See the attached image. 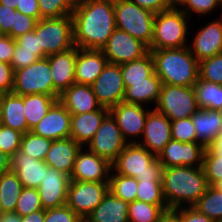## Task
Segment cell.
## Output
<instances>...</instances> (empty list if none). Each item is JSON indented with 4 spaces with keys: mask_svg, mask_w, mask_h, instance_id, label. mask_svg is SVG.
Returning a JSON list of instances; mask_svg holds the SVG:
<instances>
[{
    "mask_svg": "<svg viewBox=\"0 0 222 222\" xmlns=\"http://www.w3.org/2000/svg\"><path fill=\"white\" fill-rule=\"evenodd\" d=\"M114 172V173H113ZM109 192L125 202L136 200L138 181L134 177L117 174L113 169L109 178Z\"/></svg>",
    "mask_w": 222,
    "mask_h": 222,
    "instance_id": "obj_36",
    "label": "cell"
},
{
    "mask_svg": "<svg viewBox=\"0 0 222 222\" xmlns=\"http://www.w3.org/2000/svg\"><path fill=\"white\" fill-rule=\"evenodd\" d=\"M71 3L73 4V6H77L79 4L85 3V2H89L90 0H70Z\"/></svg>",
    "mask_w": 222,
    "mask_h": 222,
    "instance_id": "obj_64",
    "label": "cell"
},
{
    "mask_svg": "<svg viewBox=\"0 0 222 222\" xmlns=\"http://www.w3.org/2000/svg\"><path fill=\"white\" fill-rule=\"evenodd\" d=\"M44 222H84V220L67 205H63L46 209Z\"/></svg>",
    "mask_w": 222,
    "mask_h": 222,
    "instance_id": "obj_47",
    "label": "cell"
},
{
    "mask_svg": "<svg viewBox=\"0 0 222 222\" xmlns=\"http://www.w3.org/2000/svg\"><path fill=\"white\" fill-rule=\"evenodd\" d=\"M70 176L48 167L38 186L41 205L44 210L66 205Z\"/></svg>",
    "mask_w": 222,
    "mask_h": 222,
    "instance_id": "obj_17",
    "label": "cell"
},
{
    "mask_svg": "<svg viewBox=\"0 0 222 222\" xmlns=\"http://www.w3.org/2000/svg\"><path fill=\"white\" fill-rule=\"evenodd\" d=\"M219 111L220 118L222 119V108Z\"/></svg>",
    "mask_w": 222,
    "mask_h": 222,
    "instance_id": "obj_67",
    "label": "cell"
},
{
    "mask_svg": "<svg viewBox=\"0 0 222 222\" xmlns=\"http://www.w3.org/2000/svg\"><path fill=\"white\" fill-rule=\"evenodd\" d=\"M149 51L162 84L193 87L199 79V61L188 46Z\"/></svg>",
    "mask_w": 222,
    "mask_h": 222,
    "instance_id": "obj_3",
    "label": "cell"
},
{
    "mask_svg": "<svg viewBox=\"0 0 222 222\" xmlns=\"http://www.w3.org/2000/svg\"><path fill=\"white\" fill-rule=\"evenodd\" d=\"M155 109L170 120L191 117L198 110L193 87L162 84Z\"/></svg>",
    "mask_w": 222,
    "mask_h": 222,
    "instance_id": "obj_9",
    "label": "cell"
},
{
    "mask_svg": "<svg viewBox=\"0 0 222 222\" xmlns=\"http://www.w3.org/2000/svg\"><path fill=\"white\" fill-rule=\"evenodd\" d=\"M11 170V157L0 150V175Z\"/></svg>",
    "mask_w": 222,
    "mask_h": 222,
    "instance_id": "obj_59",
    "label": "cell"
},
{
    "mask_svg": "<svg viewBox=\"0 0 222 222\" xmlns=\"http://www.w3.org/2000/svg\"><path fill=\"white\" fill-rule=\"evenodd\" d=\"M158 222H181L180 215L174 209H167L161 214Z\"/></svg>",
    "mask_w": 222,
    "mask_h": 222,
    "instance_id": "obj_57",
    "label": "cell"
},
{
    "mask_svg": "<svg viewBox=\"0 0 222 222\" xmlns=\"http://www.w3.org/2000/svg\"><path fill=\"white\" fill-rule=\"evenodd\" d=\"M19 46V51L34 52L40 59L47 57L39 47L38 36L35 34V29L15 39Z\"/></svg>",
    "mask_w": 222,
    "mask_h": 222,
    "instance_id": "obj_49",
    "label": "cell"
},
{
    "mask_svg": "<svg viewBox=\"0 0 222 222\" xmlns=\"http://www.w3.org/2000/svg\"><path fill=\"white\" fill-rule=\"evenodd\" d=\"M112 169L120 175L139 180H161L163 167L157 156L138 143L127 144L116 160Z\"/></svg>",
    "mask_w": 222,
    "mask_h": 222,
    "instance_id": "obj_5",
    "label": "cell"
},
{
    "mask_svg": "<svg viewBox=\"0 0 222 222\" xmlns=\"http://www.w3.org/2000/svg\"><path fill=\"white\" fill-rule=\"evenodd\" d=\"M91 88L102 107L110 109L123 102L125 87L120 65L108 62Z\"/></svg>",
    "mask_w": 222,
    "mask_h": 222,
    "instance_id": "obj_13",
    "label": "cell"
},
{
    "mask_svg": "<svg viewBox=\"0 0 222 222\" xmlns=\"http://www.w3.org/2000/svg\"><path fill=\"white\" fill-rule=\"evenodd\" d=\"M121 73L125 89L129 82L147 81L154 70V60L150 51L143 57L121 64Z\"/></svg>",
    "mask_w": 222,
    "mask_h": 222,
    "instance_id": "obj_33",
    "label": "cell"
},
{
    "mask_svg": "<svg viewBox=\"0 0 222 222\" xmlns=\"http://www.w3.org/2000/svg\"><path fill=\"white\" fill-rule=\"evenodd\" d=\"M180 215L181 222H214L193 206H185L174 209Z\"/></svg>",
    "mask_w": 222,
    "mask_h": 222,
    "instance_id": "obj_52",
    "label": "cell"
},
{
    "mask_svg": "<svg viewBox=\"0 0 222 222\" xmlns=\"http://www.w3.org/2000/svg\"><path fill=\"white\" fill-rule=\"evenodd\" d=\"M136 200L153 205H167L162 192L161 180H139Z\"/></svg>",
    "mask_w": 222,
    "mask_h": 222,
    "instance_id": "obj_39",
    "label": "cell"
},
{
    "mask_svg": "<svg viewBox=\"0 0 222 222\" xmlns=\"http://www.w3.org/2000/svg\"><path fill=\"white\" fill-rule=\"evenodd\" d=\"M193 207L214 222H222V191L209 185L205 194Z\"/></svg>",
    "mask_w": 222,
    "mask_h": 222,
    "instance_id": "obj_35",
    "label": "cell"
},
{
    "mask_svg": "<svg viewBox=\"0 0 222 222\" xmlns=\"http://www.w3.org/2000/svg\"><path fill=\"white\" fill-rule=\"evenodd\" d=\"M191 119L196 131V142L205 147H208L222 130V119L218 110L198 108Z\"/></svg>",
    "mask_w": 222,
    "mask_h": 222,
    "instance_id": "obj_27",
    "label": "cell"
},
{
    "mask_svg": "<svg viewBox=\"0 0 222 222\" xmlns=\"http://www.w3.org/2000/svg\"><path fill=\"white\" fill-rule=\"evenodd\" d=\"M208 147L217 155H222V130Z\"/></svg>",
    "mask_w": 222,
    "mask_h": 222,
    "instance_id": "obj_61",
    "label": "cell"
},
{
    "mask_svg": "<svg viewBox=\"0 0 222 222\" xmlns=\"http://www.w3.org/2000/svg\"><path fill=\"white\" fill-rule=\"evenodd\" d=\"M108 114L109 109L101 107L92 112L71 115L70 138L85 147L93 139L97 129Z\"/></svg>",
    "mask_w": 222,
    "mask_h": 222,
    "instance_id": "obj_26",
    "label": "cell"
},
{
    "mask_svg": "<svg viewBox=\"0 0 222 222\" xmlns=\"http://www.w3.org/2000/svg\"><path fill=\"white\" fill-rule=\"evenodd\" d=\"M162 192L169 209L193 206L209 184L202 166H173L162 170Z\"/></svg>",
    "mask_w": 222,
    "mask_h": 222,
    "instance_id": "obj_2",
    "label": "cell"
},
{
    "mask_svg": "<svg viewBox=\"0 0 222 222\" xmlns=\"http://www.w3.org/2000/svg\"><path fill=\"white\" fill-rule=\"evenodd\" d=\"M77 51L78 47L74 46L64 52L47 56L52 73L53 89L58 95L75 83Z\"/></svg>",
    "mask_w": 222,
    "mask_h": 222,
    "instance_id": "obj_21",
    "label": "cell"
},
{
    "mask_svg": "<svg viewBox=\"0 0 222 222\" xmlns=\"http://www.w3.org/2000/svg\"><path fill=\"white\" fill-rule=\"evenodd\" d=\"M221 6L220 0H179L176 6L187 16L192 17V12L200 16L210 15L211 12Z\"/></svg>",
    "mask_w": 222,
    "mask_h": 222,
    "instance_id": "obj_44",
    "label": "cell"
},
{
    "mask_svg": "<svg viewBox=\"0 0 222 222\" xmlns=\"http://www.w3.org/2000/svg\"><path fill=\"white\" fill-rule=\"evenodd\" d=\"M52 141L28 131L22 135L20 150L34 159L44 161Z\"/></svg>",
    "mask_w": 222,
    "mask_h": 222,
    "instance_id": "obj_38",
    "label": "cell"
},
{
    "mask_svg": "<svg viewBox=\"0 0 222 222\" xmlns=\"http://www.w3.org/2000/svg\"><path fill=\"white\" fill-rule=\"evenodd\" d=\"M81 147L72 138L54 140L45 156L44 162L49 167L70 176L74 168L77 153Z\"/></svg>",
    "mask_w": 222,
    "mask_h": 222,
    "instance_id": "obj_25",
    "label": "cell"
},
{
    "mask_svg": "<svg viewBox=\"0 0 222 222\" xmlns=\"http://www.w3.org/2000/svg\"><path fill=\"white\" fill-rule=\"evenodd\" d=\"M18 3H19V0H0V4L9 6L14 9H16V6Z\"/></svg>",
    "mask_w": 222,
    "mask_h": 222,
    "instance_id": "obj_62",
    "label": "cell"
},
{
    "mask_svg": "<svg viewBox=\"0 0 222 222\" xmlns=\"http://www.w3.org/2000/svg\"><path fill=\"white\" fill-rule=\"evenodd\" d=\"M70 123V112L57 100L31 131L53 141L67 139L71 133Z\"/></svg>",
    "mask_w": 222,
    "mask_h": 222,
    "instance_id": "obj_18",
    "label": "cell"
},
{
    "mask_svg": "<svg viewBox=\"0 0 222 222\" xmlns=\"http://www.w3.org/2000/svg\"><path fill=\"white\" fill-rule=\"evenodd\" d=\"M128 204L108 192L84 222H128Z\"/></svg>",
    "mask_w": 222,
    "mask_h": 222,
    "instance_id": "obj_29",
    "label": "cell"
},
{
    "mask_svg": "<svg viewBox=\"0 0 222 222\" xmlns=\"http://www.w3.org/2000/svg\"><path fill=\"white\" fill-rule=\"evenodd\" d=\"M0 123L22 134L31 131L24 116V96L14 94L13 92L6 93L3 100Z\"/></svg>",
    "mask_w": 222,
    "mask_h": 222,
    "instance_id": "obj_30",
    "label": "cell"
},
{
    "mask_svg": "<svg viewBox=\"0 0 222 222\" xmlns=\"http://www.w3.org/2000/svg\"><path fill=\"white\" fill-rule=\"evenodd\" d=\"M193 89L198 108L220 110L222 108V85L198 79Z\"/></svg>",
    "mask_w": 222,
    "mask_h": 222,
    "instance_id": "obj_34",
    "label": "cell"
},
{
    "mask_svg": "<svg viewBox=\"0 0 222 222\" xmlns=\"http://www.w3.org/2000/svg\"><path fill=\"white\" fill-rule=\"evenodd\" d=\"M40 59L34 52L19 51V46L15 45L14 54L10 65L13 71L25 68Z\"/></svg>",
    "mask_w": 222,
    "mask_h": 222,
    "instance_id": "obj_50",
    "label": "cell"
},
{
    "mask_svg": "<svg viewBox=\"0 0 222 222\" xmlns=\"http://www.w3.org/2000/svg\"><path fill=\"white\" fill-rule=\"evenodd\" d=\"M3 213L2 209H1V206H0V215Z\"/></svg>",
    "mask_w": 222,
    "mask_h": 222,
    "instance_id": "obj_68",
    "label": "cell"
},
{
    "mask_svg": "<svg viewBox=\"0 0 222 222\" xmlns=\"http://www.w3.org/2000/svg\"><path fill=\"white\" fill-rule=\"evenodd\" d=\"M22 189V183L14 171L9 170L0 175V206L3 213L15 212Z\"/></svg>",
    "mask_w": 222,
    "mask_h": 222,
    "instance_id": "obj_31",
    "label": "cell"
},
{
    "mask_svg": "<svg viewBox=\"0 0 222 222\" xmlns=\"http://www.w3.org/2000/svg\"><path fill=\"white\" fill-rule=\"evenodd\" d=\"M109 192L108 182L71 180L66 205L85 220Z\"/></svg>",
    "mask_w": 222,
    "mask_h": 222,
    "instance_id": "obj_10",
    "label": "cell"
},
{
    "mask_svg": "<svg viewBox=\"0 0 222 222\" xmlns=\"http://www.w3.org/2000/svg\"><path fill=\"white\" fill-rule=\"evenodd\" d=\"M11 92L20 96L44 94L59 97L53 89V79L48 58L38 59L33 64L14 71Z\"/></svg>",
    "mask_w": 222,
    "mask_h": 222,
    "instance_id": "obj_8",
    "label": "cell"
},
{
    "mask_svg": "<svg viewBox=\"0 0 222 222\" xmlns=\"http://www.w3.org/2000/svg\"><path fill=\"white\" fill-rule=\"evenodd\" d=\"M216 188H218L220 191H222V180H220L216 185Z\"/></svg>",
    "mask_w": 222,
    "mask_h": 222,
    "instance_id": "obj_65",
    "label": "cell"
},
{
    "mask_svg": "<svg viewBox=\"0 0 222 222\" xmlns=\"http://www.w3.org/2000/svg\"><path fill=\"white\" fill-rule=\"evenodd\" d=\"M83 148L81 147L77 153L70 179L83 182H109L112 164L88 148L87 150Z\"/></svg>",
    "mask_w": 222,
    "mask_h": 222,
    "instance_id": "obj_16",
    "label": "cell"
},
{
    "mask_svg": "<svg viewBox=\"0 0 222 222\" xmlns=\"http://www.w3.org/2000/svg\"><path fill=\"white\" fill-rule=\"evenodd\" d=\"M48 167L44 161L34 159L20 149L11 157V170L17 174L22 186L26 188L37 189Z\"/></svg>",
    "mask_w": 222,
    "mask_h": 222,
    "instance_id": "obj_24",
    "label": "cell"
},
{
    "mask_svg": "<svg viewBox=\"0 0 222 222\" xmlns=\"http://www.w3.org/2000/svg\"><path fill=\"white\" fill-rule=\"evenodd\" d=\"M162 82L155 74V71L147 77V81L129 82V86L125 89L123 102L146 105L154 103L157 105Z\"/></svg>",
    "mask_w": 222,
    "mask_h": 222,
    "instance_id": "obj_28",
    "label": "cell"
},
{
    "mask_svg": "<svg viewBox=\"0 0 222 222\" xmlns=\"http://www.w3.org/2000/svg\"><path fill=\"white\" fill-rule=\"evenodd\" d=\"M116 28L126 31L148 47L153 39L155 13L129 0H114Z\"/></svg>",
    "mask_w": 222,
    "mask_h": 222,
    "instance_id": "obj_6",
    "label": "cell"
},
{
    "mask_svg": "<svg viewBox=\"0 0 222 222\" xmlns=\"http://www.w3.org/2000/svg\"><path fill=\"white\" fill-rule=\"evenodd\" d=\"M152 12L159 13L171 8L174 4L170 0H129Z\"/></svg>",
    "mask_w": 222,
    "mask_h": 222,
    "instance_id": "obj_55",
    "label": "cell"
},
{
    "mask_svg": "<svg viewBox=\"0 0 222 222\" xmlns=\"http://www.w3.org/2000/svg\"><path fill=\"white\" fill-rule=\"evenodd\" d=\"M127 144L116 120L109 113L86 147L112 164Z\"/></svg>",
    "mask_w": 222,
    "mask_h": 222,
    "instance_id": "obj_11",
    "label": "cell"
},
{
    "mask_svg": "<svg viewBox=\"0 0 222 222\" xmlns=\"http://www.w3.org/2000/svg\"><path fill=\"white\" fill-rule=\"evenodd\" d=\"M102 50L78 48L75 66V83L92 85L107 65Z\"/></svg>",
    "mask_w": 222,
    "mask_h": 222,
    "instance_id": "obj_22",
    "label": "cell"
},
{
    "mask_svg": "<svg viewBox=\"0 0 222 222\" xmlns=\"http://www.w3.org/2000/svg\"><path fill=\"white\" fill-rule=\"evenodd\" d=\"M145 108L143 105L120 102L109 109L128 144L138 143L139 137L143 136L147 115L151 110Z\"/></svg>",
    "mask_w": 222,
    "mask_h": 222,
    "instance_id": "obj_14",
    "label": "cell"
},
{
    "mask_svg": "<svg viewBox=\"0 0 222 222\" xmlns=\"http://www.w3.org/2000/svg\"><path fill=\"white\" fill-rule=\"evenodd\" d=\"M174 5L178 3L179 0H170Z\"/></svg>",
    "mask_w": 222,
    "mask_h": 222,
    "instance_id": "obj_66",
    "label": "cell"
},
{
    "mask_svg": "<svg viewBox=\"0 0 222 222\" xmlns=\"http://www.w3.org/2000/svg\"><path fill=\"white\" fill-rule=\"evenodd\" d=\"M40 19L71 15L74 6L70 0H38Z\"/></svg>",
    "mask_w": 222,
    "mask_h": 222,
    "instance_id": "obj_41",
    "label": "cell"
},
{
    "mask_svg": "<svg viewBox=\"0 0 222 222\" xmlns=\"http://www.w3.org/2000/svg\"><path fill=\"white\" fill-rule=\"evenodd\" d=\"M16 40L9 35L0 36V61L10 64L14 50H15Z\"/></svg>",
    "mask_w": 222,
    "mask_h": 222,
    "instance_id": "obj_53",
    "label": "cell"
},
{
    "mask_svg": "<svg viewBox=\"0 0 222 222\" xmlns=\"http://www.w3.org/2000/svg\"><path fill=\"white\" fill-rule=\"evenodd\" d=\"M0 222H22V218L16 212H4L0 215Z\"/></svg>",
    "mask_w": 222,
    "mask_h": 222,
    "instance_id": "obj_60",
    "label": "cell"
},
{
    "mask_svg": "<svg viewBox=\"0 0 222 222\" xmlns=\"http://www.w3.org/2000/svg\"><path fill=\"white\" fill-rule=\"evenodd\" d=\"M101 50L109 63L121 65L145 56L149 47L126 31L116 28Z\"/></svg>",
    "mask_w": 222,
    "mask_h": 222,
    "instance_id": "obj_12",
    "label": "cell"
},
{
    "mask_svg": "<svg viewBox=\"0 0 222 222\" xmlns=\"http://www.w3.org/2000/svg\"><path fill=\"white\" fill-rule=\"evenodd\" d=\"M199 78L222 85V53L199 62Z\"/></svg>",
    "mask_w": 222,
    "mask_h": 222,
    "instance_id": "obj_40",
    "label": "cell"
},
{
    "mask_svg": "<svg viewBox=\"0 0 222 222\" xmlns=\"http://www.w3.org/2000/svg\"><path fill=\"white\" fill-rule=\"evenodd\" d=\"M5 95H6V92L0 91V118H1L3 100H4Z\"/></svg>",
    "mask_w": 222,
    "mask_h": 222,
    "instance_id": "obj_63",
    "label": "cell"
},
{
    "mask_svg": "<svg viewBox=\"0 0 222 222\" xmlns=\"http://www.w3.org/2000/svg\"><path fill=\"white\" fill-rule=\"evenodd\" d=\"M58 101L71 115L92 112L102 107L98 103L91 85L85 84H72L59 95Z\"/></svg>",
    "mask_w": 222,
    "mask_h": 222,
    "instance_id": "obj_23",
    "label": "cell"
},
{
    "mask_svg": "<svg viewBox=\"0 0 222 222\" xmlns=\"http://www.w3.org/2000/svg\"><path fill=\"white\" fill-rule=\"evenodd\" d=\"M167 205H153L139 200L128 204V222H158Z\"/></svg>",
    "mask_w": 222,
    "mask_h": 222,
    "instance_id": "obj_37",
    "label": "cell"
},
{
    "mask_svg": "<svg viewBox=\"0 0 222 222\" xmlns=\"http://www.w3.org/2000/svg\"><path fill=\"white\" fill-rule=\"evenodd\" d=\"M193 37L188 47L199 62L222 53V19L207 23Z\"/></svg>",
    "mask_w": 222,
    "mask_h": 222,
    "instance_id": "obj_20",
    "label": "cell"
},
{
    "mask_svg": "<svg viewBox=\"0 0 222 222\" xmlns=\"http://www.w3.org/2000/svg\"><path fill=\"white\" fill-rule=\"evenodd\" d=\"M202 168L208 184L215 186L222 180V155H217L209 147H206Z\"/></svg>",
    "mask_w": 222,
    "mask_h": 222,
    "instance_id": "obj_42",
    "label": "cell"
},
{
    "mask_svg": "<svg viewBox=\"0 0 222 222\" xmlns=\"http://www.w3.org/2000/svg\"><path fill=\"white\" fill-rule=\"evenodd\" d=\"M74 45L101 50L116 29L114 0H90L74 7Z\"/></svg>",
    "mask_w": 222,
    "mask_h": 222,
    "instance_id": "obj_1",
    "label": "cell"
},
{
    "mask_svg": "<svg viewBox=\"0 0 222 222\" xmlns=\"http://www.w3.org/2000/svg\"><path fill=\"white\" fill-rule=\"evenodd\" d=\"M37 22L36 18L22 14L16 10L14 26L11 28V37L16 39L21 35L33 31Z\"/></svg>",
    "mask_w": 222,
    "mask_h": 222,
    "instance_id": "obj_48",
    "label": "cell"
},
{
    "mask_svg": "<svg viewBox=\"0 0 222 222\" xmlns=\"http://www.w3.org/2000/svg\"><path fill=\"white\" fill-rule=\"evenodd\" d=\"M171 137L180 142H196V131L191 117L171 120Z\"/></svg>",
    "mask_w": 222,
    "mask_h": 222,
    "instance_id": "obj_45",
    "label": "cell"
},
{
    "mask_svg": "<svg viewBox=\"0 0 222 222\" xmlns=\"http://www.w3.org/2000/svg\"><path fill=\"white\" fill-rule=\"evenodd\" d=\"M206 147L199 142H180L171 139L157 159L163 168L173 166H202Z\"/></svg>",
    "mask_w": 222,
    "mask_h": 222,
    "instance_id": "obj_15",
    "label": "cell"
},
{
    "mask_svg": "<svg viewBox=\"0 0 222 222\" xmlns=\"http://www.w3.org/2000/svg\"><path fill=\"white\" fill-rule=\"evenodd\" d=\"M143 142L138 140V144L146 148L150 153L158 156L171 137V120L155 108L148 112Z\"/></svg>",
    "mask_w": 222,
    "mask_h": 222,
    "instance_id": "obj_19",
    "label": "cell"
},
{
    "mask_svg": "<svg viewBox=\"0 0 222 222\" xmlns=\"http://www.w3.org/2000/svg\"><path fill=\"white\" fill-rule=\"evenodd\" d=\"M58 99L59 97L44 94L24 96V116L30 130L47 114L48 110Z\"/></svg>",
    "mask_w": 222,
    "mask_h": 222,
    "instance_id": "obj_32",
    "label": "cell"
},
{
    "mask_svg": "<svg viewBox=\"0 0 222 222\" xmlns=\"http://www.w3.org/2000/svg\"><path fill=\"white\" fill-rule=\"evenodd\" d=\"M188 18L178 6L155 14L153 39L149 50L181 48L187 43ZM187 43V44H186Z\"/></svg>",
    "mask_w": 222,
    "mask_h": 222,
    "instance_id": "obj_4",
    "label": "cell"
},
{
    "mask_svg": "<svg viewBox=\"0 0 222 222\" xmlns=\"http://www.w3.org/2000/svg\"><path fill=\"white\" fill-rule=\"evenodd\" d=\"M22 133L0 123V150L12 157L20 149Z\"/></svg>",
    "mask_w": 222,
    "mask_h": 222,
    "instance_id": "obj_46",
    "label": "cell"
},
{
    "mask_svg": "<svg viewBox=\"0 0 222 222\" xmlns=\"http://www.w3.org/2000/svg\"><path fill=\"white\" fill-rule=\"evenodd\" d=\"M14 71L10 64L0 61V91L10 93L13 88Z\"/></svg>",
    "mask_w": 222,
    "mask_h": 222,
    "instance_id": "obj_54",
    "label": "cell"
},
{
    "mask_svg": "<svg viewBox=\"0 0 222 222\" xmlns=\"http://www.w3.org/2000/svg\"><path fill=\"white\" fill-rule=\"evenodd\" d=\"M35 34L38 36L39 47H42V51L47 56L64 52L75 46L71 15L39 19L35 27Z\"/></svg>",
    "mask_w": 222,
    "mask_h": 222,
    "instance_id": "obj_7",
    "label": "cell"
},
{
    "mask_svg": "<svg viewBox=\"0 0 222 222\" xmlns=\"http://www.w3.org/2000/svg\"><path fill=\"white\" fill-rule=\"evenodd\" d=\"M16 10L37 20L40 19L38 0H19Z\"/></svg>",
    "mask_w": 222,
    "mask_h": 222,
    "instance_id": "obj_56",
    "label": "cell"
},
{
    "mask_svg": "<svg viewBox=\"0 0 222 222\" xmlns=\"http://www.w3.org/2000/svg\"><path fill=\"white\" fill-rule=\"evenodd\" d=\"M38 210H44L41 205L38 189L23 187L15 212L23 217Z\"/></svg>",
    "mask_w": 222,
    "mask_h": 222,
    "instance_id": "obj_43",
    "label": "cell"
},
{
    "mask_svg": "<svg viewBox=\"0 0 222 222\" xmlns=\"http://www.w3.org/2000/svg\"><path fill=\"white\" fill-rule=\"evenodd\" d=\"M16 9L0 4V30L2 35L11 37V28L14 26Z\"/></svg>",
    "mask_w": 222,
    "mask_h": 222,
    "instance_id": "obj_51",
    "label": "cell"
},
{
    "mask_svg": "<svg viewBox=\"0 0 222 222\" xmlns=\"http://www.w3.org/2000/svg\"><path fill=\"white\" fill-rule=\"evenodd\" d=\"M21 218L22 222H44L45 210H38Z\"/></svg>",
    "mask_w": 222,
    "mask_h": 222,
    "instance_id": "obj_58",
    "label": "cell"
}]
</instances>
